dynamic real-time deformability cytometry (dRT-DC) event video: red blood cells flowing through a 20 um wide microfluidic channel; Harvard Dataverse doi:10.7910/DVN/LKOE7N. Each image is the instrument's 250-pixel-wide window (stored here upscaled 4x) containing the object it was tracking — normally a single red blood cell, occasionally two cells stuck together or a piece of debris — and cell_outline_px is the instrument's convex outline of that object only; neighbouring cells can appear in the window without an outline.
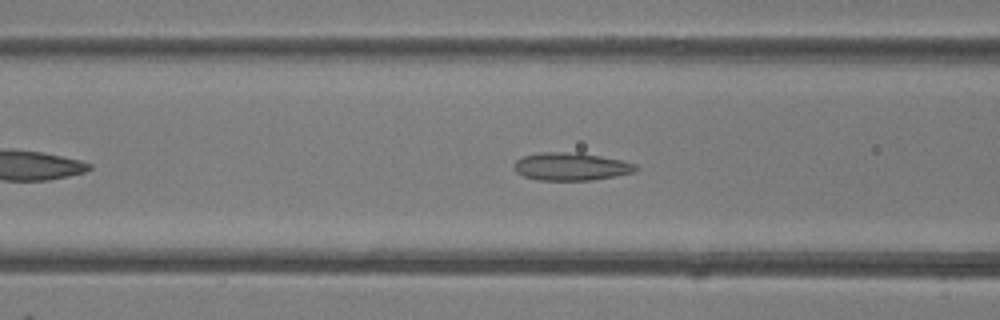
{"species": "common noctule bat (a hibernating species)", "species_latin": "Nyctalus noctula", "temperature_condition": "room temperature", "stored_images_in_passage": 30, "camera_frame_rate_fps": 3000, "um_per_image_px": 0.085, "animal": {"sex": "female"}, "frame": {"image": 1, "passage_image": 10, "time_ms": 3.0, "image_size_px": [1000, 320], "cell_outline_px": [[640, 168], [636, 172], [616, 176], [592, 180], [536, 180], [524, 176], [516, 172], [512, 168], [512, 164], [516, 160], [524, 156], [540, 152], [580, 152], [620, 160], [636, 164]], "centroid_in_image_um": [48.53, 14.15], "position_along_channel_um": 118.1, "area_um2": 20.0}}
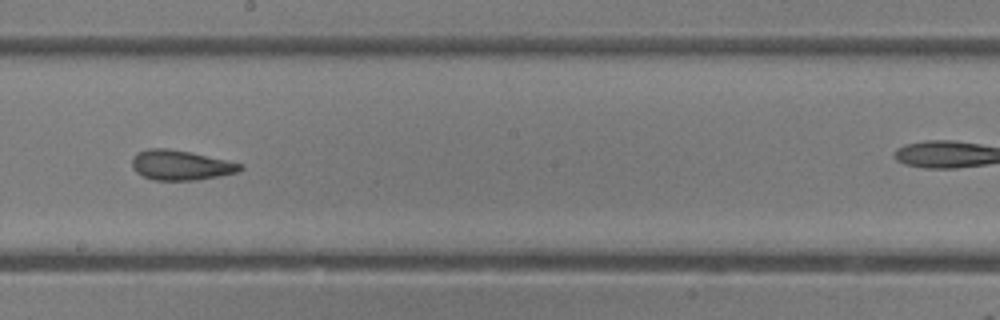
{"frame": {"image": 2, "passage_image": 18, "time_ms": 5.667, "image_size_px": [1000, 320], "cell_outline_px": [[244, 168], [236, 172], [220, 176], [196, 180], [152, 180], [136, 172], [132, 168], [132, 156], [136, 152], [148, 148], [168, 148], [188, 152], [244, 164]], "centroid_in_image_um": [15.32, 14.04], "position_along_channel_um": 232.9, "area_um2": 18.84}}
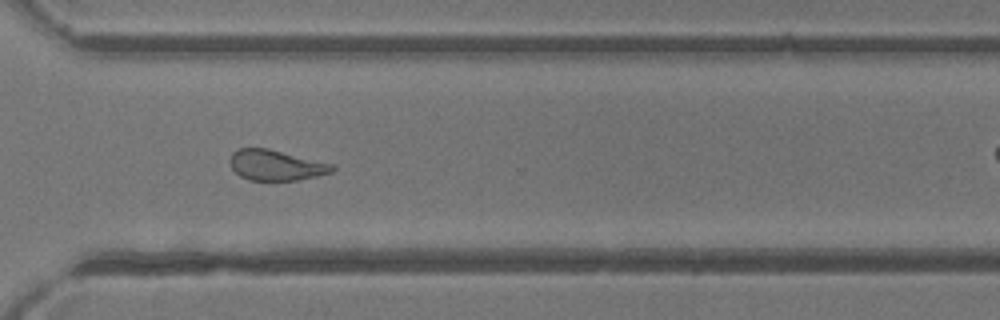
{"frame": {"image": 3, "passage_image": 26, "time_ms": 8.333, "image_size_px": [1000, 320], "cell_outline_px": [[336, 168], [332, 172], [316, 176], [296, 180], [248, 180], [240, 176], [232, 168], [228, 160], [232, 152], [240, 148], [268, 148], [336, 164]], "centroid_in_image_um": [23.47, 14.03], "position_along_channel_um": 347.1, "area_um2": 18.38}}